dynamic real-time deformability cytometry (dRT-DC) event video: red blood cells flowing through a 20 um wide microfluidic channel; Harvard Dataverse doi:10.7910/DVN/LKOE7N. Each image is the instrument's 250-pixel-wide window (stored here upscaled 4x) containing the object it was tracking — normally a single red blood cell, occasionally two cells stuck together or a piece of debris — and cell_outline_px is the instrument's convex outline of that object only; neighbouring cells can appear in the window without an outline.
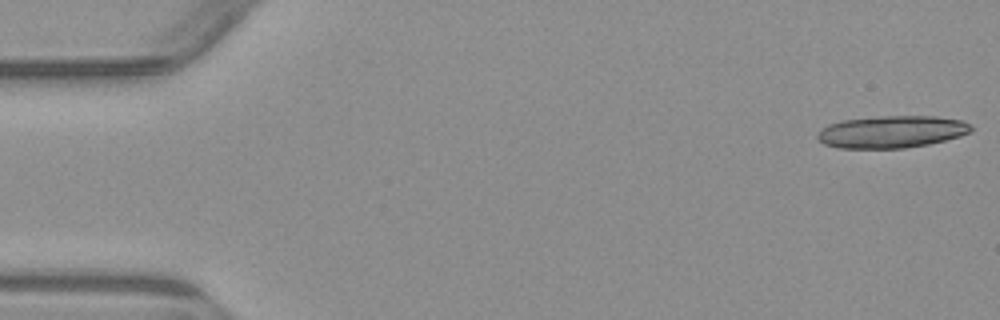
{"species": "common noctule bat (a hibernating species)", "species_latin": "Nyctalus noctula", "temperature_condition": "warm", "stored_images_in_passage": 6, "camera_frame_rate_fps": 3000, "um_per_image_px": 0.085, "animal": {"sex": "male", "body_mass_g": 23.1, "forearm_length_mm": 52.7}, "frame": {"image": 1, "passage_image": 1, "time_ms": 0.0, "image_size_px": [1000, 320], "cell_outline_px": [[972, 132], [960, 136], [928, 144], [904, 148], [836, 148], [824, 144], [816, 136], [828, 124], [844, 120], [880, 116], [936, 116], [964, 120], [972, 124]], "centroid_in_image_um": [75.84, 11.2], "position_along_channel_um": 9.2, "area_um2": 28.84}}